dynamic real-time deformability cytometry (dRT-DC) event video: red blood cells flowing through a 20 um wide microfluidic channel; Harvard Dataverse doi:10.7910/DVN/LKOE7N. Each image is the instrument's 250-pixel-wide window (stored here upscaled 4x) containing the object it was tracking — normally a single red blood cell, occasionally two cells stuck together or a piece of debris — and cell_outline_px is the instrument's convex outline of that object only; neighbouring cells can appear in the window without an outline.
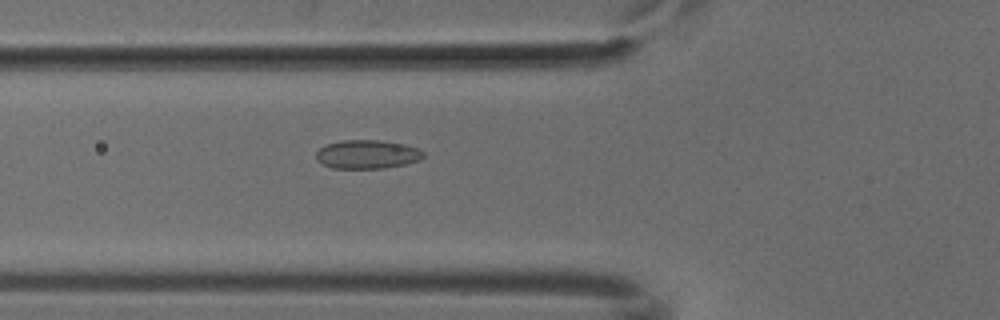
{"species": "common noctule bat (a hibernating species)", "species_latin": "Nyctalus noctula", "temperature_condition": "cold", "stored_images_in_passage": 46, "camera_frame_rate_fps": 3000, "um_per_image_px": 0.085, "animal": {"sex": "male", "body_mass_g": 18.8}, "frame": {"image": 1, "passage_image": 12, "time_ms": 3.667, "image_size_px": [1000, 320], "cell_outline_px": [[424, 156], [420, 160], [404, 164], [384, 168], [332, 168], [316, 160], [316, 152], [320, 148], [328, 144], [340, 140], [380, 140], [404, 144], [416, 148], [424, 152]], "centroid_in_image_um": [31.2, 13.11], "position_along_channel_um": 94.6, "area_um2": 17.86}}
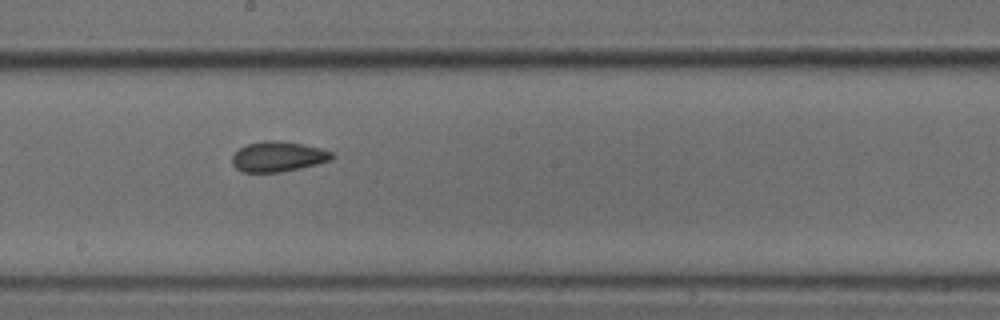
{"frame": {"image": 2, "passage_image": 22, "time_ms": 7.0, "image_size_px": [1000, 320], "cell_outline_px": [[336, 156], [332, 160], [300, 168], [280, 172], [244, 172], [236, 168], [232, 164], [232, 156], [240, 148], [248, 144], [264, 140], [276, 140], [300, 144], [320, 148], [332, 152]], "centroid_in_image_um": [23.64, 13.31], "position_along_channel_um": 224.6, "area_um2": 17.46}}
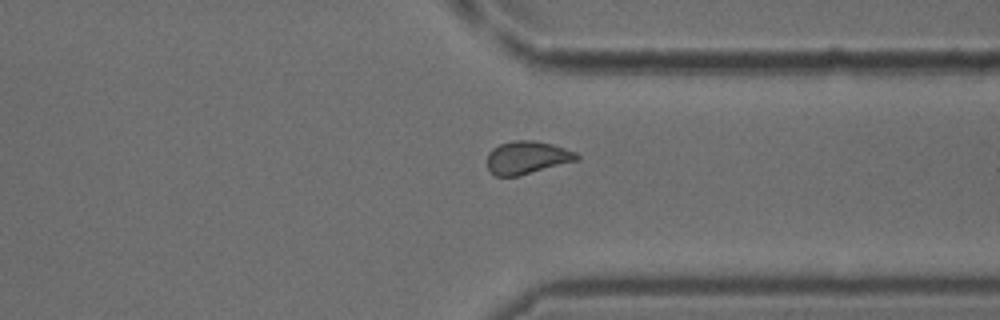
{"frame": {"image": 3, "passage_image": 33, "time_ms": 10.667, "image_size_px": [1000, 320], "cell_outline_px": [[580, 160], [520, 176], [496, 176], [488, 168], [488, 152], [492, 148], [500, 144], [516, 140], [532, 140], [552, 144], [576, 152], [580, 156]], "centroid_in_image_um": [44.83, 13.4], "position_along_channel_um": 366.6, "area_um2": 17.28}}